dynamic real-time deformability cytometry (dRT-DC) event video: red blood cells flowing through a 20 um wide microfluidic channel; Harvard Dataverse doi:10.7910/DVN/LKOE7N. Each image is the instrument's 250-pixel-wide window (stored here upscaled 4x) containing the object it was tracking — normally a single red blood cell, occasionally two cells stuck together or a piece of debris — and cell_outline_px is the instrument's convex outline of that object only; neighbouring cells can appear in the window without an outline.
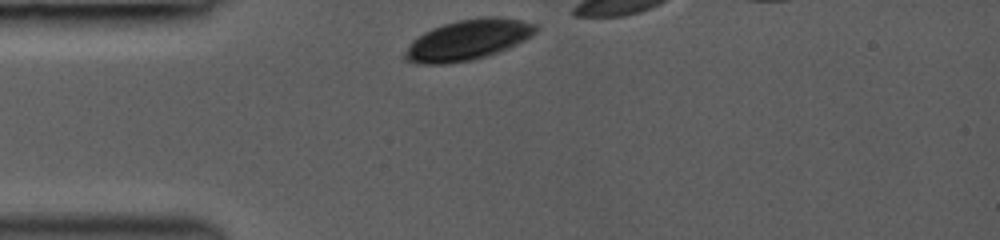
{"species": "common noctule bat (a hibernating species)", "species_latin": "Nyctalus noctula", "temperature_condition": "room temperature", "stored_images_in_passage": 12, "camera_frame_rate_fps": 3000, "um_per_image_px": 0.085, "animal": {"sex": "female", "body_mass_g": 19.0, "forearm_length_mm": 53.3}, "frame": {"image": 1, "passage_image": 1, "time_ms": 0.0, "image_size_px": [1000, 240], "cell_outline_px": [[536, 32], [532, 36], [500, 52], [488, 56], [472, 60], [448, 64], [416, 64], [404, 60], [404, 56], [412, 40], [424, 32], [432, 28], [456, 20], [484, 16], [500, 16], [520, 20], [536, 24]], "centroid_in_image_um": [39.77, 3.39], "position_along_channel_um": 45.2, "area_um2": 31.04}}
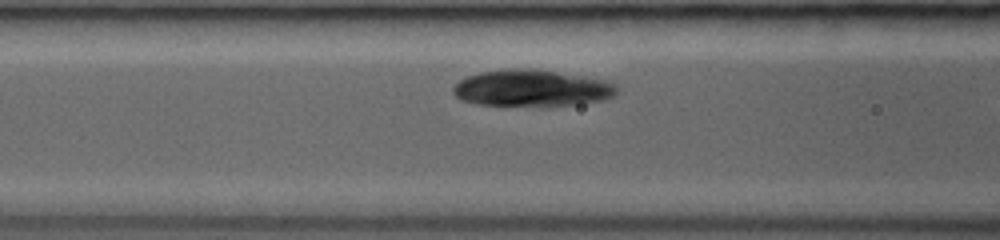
{"frame": {"image": 2, "passage_image": 11, "time_ms": 2.333, "image_size_px": [1000, 240], "cell_outline_px": [[616, 92], [612, 96], [604, 100], [580, 104], [544, 108], [540, 108], [476, 104], [460, 100], [452, 92], [452, 88], [460, 80], [468, 76], [480, 72], [508, 68], [528, 68], [556, 72], [608, 80], [616, 88]], "centroid_in_image_um": [45.17, 7.53], "position_along_channel_um": 121.4, "area_um2": 35.78}}